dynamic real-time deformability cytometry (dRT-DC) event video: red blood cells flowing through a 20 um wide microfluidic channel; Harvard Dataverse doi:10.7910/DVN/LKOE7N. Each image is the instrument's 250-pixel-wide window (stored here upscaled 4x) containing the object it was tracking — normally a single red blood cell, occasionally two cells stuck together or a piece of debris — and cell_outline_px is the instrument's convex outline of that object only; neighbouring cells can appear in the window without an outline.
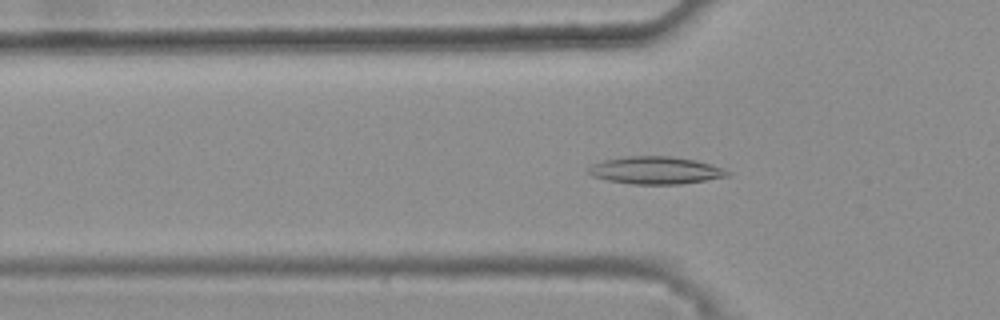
{"species": "common noctule bat (a hibernating species)", "species_latin": "Nyctalus noctula", "temperature_condition": "warm", "stored_images_in_passage": 33, "camera_frame_rate_fps": 3000, "um_per_image_px": 0.085, "animal": {"sex": "female", "body_mass_g": 25.1}, "frame": {"image": 1, "passage_image": 5, "time_ms": 1.333, "image_size_px": [1000, 320], "cell_outline_px": [[732, 172], [728, 176], [680, 184], [632, 184], [608, 180], [592, 176], [588, 172], [588, 168], [592, 164], [604, 160], [624, 156], [672, 156], [696, 160], [724, 168]], "centroid_in_image_um": [55.73, 14.47], "position_along_channel_um": 70.1, "area_um2": 22.25}}
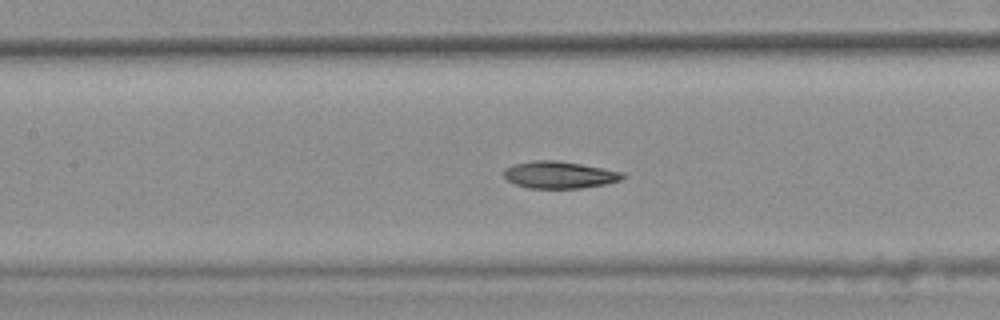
{"frame": {"image": 2, "passage_image": 12, "time_ms": 3.667, "image_size_px": [1000, 320], "cell_outline_px": [[628, 176], [620, 180], [604, 184], [580, 188], [528, 188], [516, 184], [508, 180], [504, 176], [504, 168], [512, 164], [536, 160], [556, 160], [580, 164], [624, 172]], "centroid_in_image_um": [47.55, 14.86], "position_along_channel_um": 159.9, "area_um2": 18.67}}
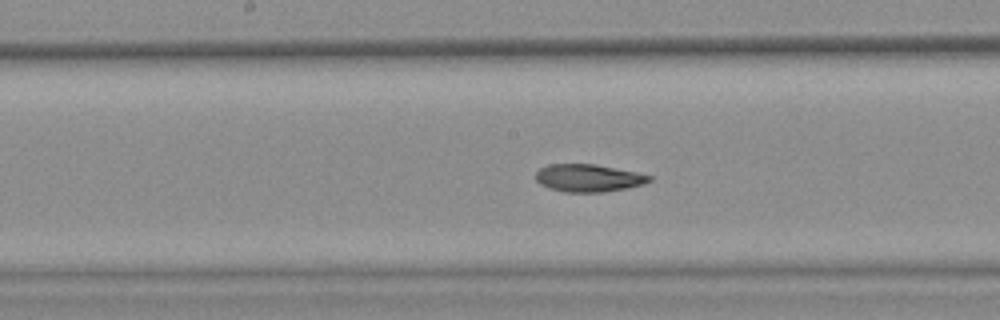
{"frame": {"image": 3, "passage_image": 15, "time_ms": 4.667, "image_size_px": [1000, 320], "cell_outline_px": [[652, 180], [644, 184], [628, 188], [604, 192], [564, 192], [548, 188], [540, 184], [536, 180], [536, 172], [540, 168], [548, 164], [596, 164], [636, 172], [652, 176]], "centroid_in_image_um": [50.01, 15.13], "position_along_channel_um": 198.2, "area_um2": 18.38}, "authors_computed_cell_mechanics": {"area_um2": 18.785, "velocity_mm_per_s": 3.8396, "shape_relaxation_time_tau1_ms": null, "shape_relaxation_time_tau2_ms": 2.8152, "deformation_change_tau1": null, "deformation_change_tau2": 0.0764}}